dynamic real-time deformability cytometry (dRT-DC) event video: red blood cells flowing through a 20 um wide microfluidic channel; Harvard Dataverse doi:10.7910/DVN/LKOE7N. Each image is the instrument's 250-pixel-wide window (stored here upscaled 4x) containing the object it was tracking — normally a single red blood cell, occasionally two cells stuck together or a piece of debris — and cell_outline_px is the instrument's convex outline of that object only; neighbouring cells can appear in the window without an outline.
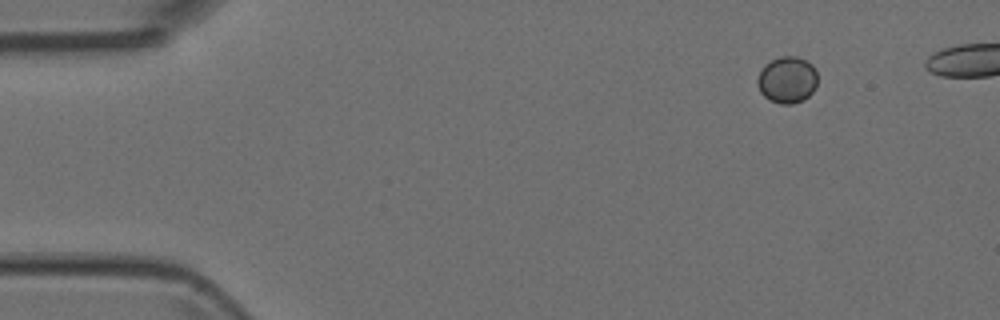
{"species": "Egyptian fruit bat (a non-hibernating species)", "species_latin": "Rousettus aegyptiacus", "temperature_condition": "room temperature", "stored_images_in_passage": 5, "camera_frame_rate_fps": 3000, "um_per_image_px": 0.085, "animal": {"sex": "female"}, "frame": {"image": 1, "passage_image": 1, "time_ms": 0.0, "image_size_px": [1000, 320], "cell_outline_px": [[816, 88], [804, 100], [792, 104], [780, 104], [764, 96], [760, 92], [756, 84], [756, 80], [764, 64], [780, 56], [796, 56], [812, 64], [816, 68]], "centroid_in_image_um": [66.9, 6.78], "position_along_channel_um": 18.1, "area_um2": 16.42}}